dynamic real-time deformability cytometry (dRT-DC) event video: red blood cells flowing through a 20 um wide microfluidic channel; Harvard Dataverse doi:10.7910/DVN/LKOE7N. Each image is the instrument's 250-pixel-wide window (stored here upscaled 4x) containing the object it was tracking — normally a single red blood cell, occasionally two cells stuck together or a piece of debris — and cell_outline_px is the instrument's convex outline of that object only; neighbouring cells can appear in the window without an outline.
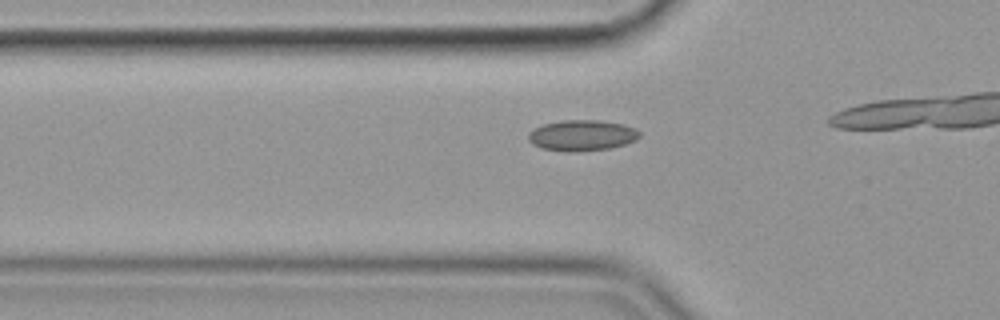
{"species": "common noctule bat (a hibernating species)", "species_latin": "Nyctalus noctula", "temperature_condition": "cold", "stored_images_in_passage": 20, "camera_frame_rate_fps": 3000, "um_per_image_px": 0.085, "animal": {"sex": "female", "body_mass_g": 19.9}, "frame": {"image": 1, "passage_image": 15, "time_ms": 4.667, "image_size_px": [1000, 320], "cell_outline_px": [[640, 136], [636, 140], [612, 148], [576, 152], [564, 152], [540, 148], [532, 144], [528, 140], [528, 132], [544, 124], [564, 120], [600, 120], [624, 124], [636, 128], [640, 132]], "centroid_in_image_um": [49.47, 11.52], "position_along_channel_um": 76.3, "area_um2": 20.23}}